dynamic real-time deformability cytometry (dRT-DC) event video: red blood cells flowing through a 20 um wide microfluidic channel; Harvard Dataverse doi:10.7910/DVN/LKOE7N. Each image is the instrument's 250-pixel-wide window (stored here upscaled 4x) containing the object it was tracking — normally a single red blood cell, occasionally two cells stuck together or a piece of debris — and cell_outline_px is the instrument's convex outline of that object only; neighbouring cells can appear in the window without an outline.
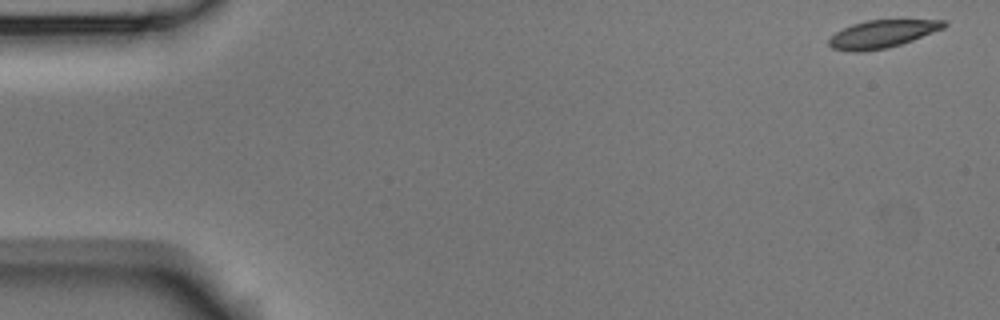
{"species": "Egyptian fruit bat (a non-hibernating species)", "species_latin": "Rousettus aegyptiacus", "temperature_condition": "room temperature", "stored_images_in_passage": 4, "camera_frame_rate_fps": 3000, "um_per_image_px": 0.085, "animal": {"sex": "male"}, "frame": {"image": 1, "passage_image": 1, "time_ms": 0.0, "image_size_px": [1000, 320], "cell_outline_px": [[948, 24], [944, 28], [912, 40], [888, 48], [860, 52], [852, 52], [832, 48], [828, 44], [828, 40], [836, 32], [852, 24], [868, 20], [944, 20]], "centroid_in_image_um": [74.97, 2.89], "position_along_channel_um": 10.0, "area_um2": 18.44}}